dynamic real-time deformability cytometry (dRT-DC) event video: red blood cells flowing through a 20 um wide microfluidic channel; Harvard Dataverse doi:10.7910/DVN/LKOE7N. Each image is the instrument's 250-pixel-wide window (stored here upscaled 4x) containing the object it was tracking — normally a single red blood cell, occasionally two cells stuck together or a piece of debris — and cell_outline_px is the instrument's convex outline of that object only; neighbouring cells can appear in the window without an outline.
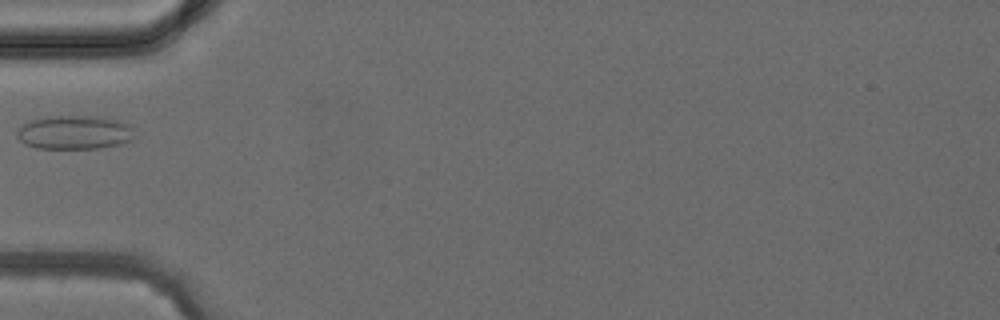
{"species": "common noctule bat (a hibernating species)", "species_latin": "Nyctalus noctula", "temperature_condition": "cold", "stored_images_in_passage": 1, "camera_frame_rate_fps": 3000, "um_per_image_px": 0.085, "animal": {"sex": "female", "body_mass_g": 24.6, "forearm_length_mm": 56.2}, "frame": {"image": 1, "passage_image": 1, "time_ms": 0.0, "image_size_px": [1000, 320], "cell_outline_px": [[136, 140], [120, 144], [100, 148], [36, 148], [24, 144], [16, 136], [16, 132], [28, 120], [44, 116], [100, 116], [120, 120], [132, 124]], "centroid_in_image_um": [6.39, 11.24], "position_along_channel_um": 78.6, "area_um2": 23.76}}